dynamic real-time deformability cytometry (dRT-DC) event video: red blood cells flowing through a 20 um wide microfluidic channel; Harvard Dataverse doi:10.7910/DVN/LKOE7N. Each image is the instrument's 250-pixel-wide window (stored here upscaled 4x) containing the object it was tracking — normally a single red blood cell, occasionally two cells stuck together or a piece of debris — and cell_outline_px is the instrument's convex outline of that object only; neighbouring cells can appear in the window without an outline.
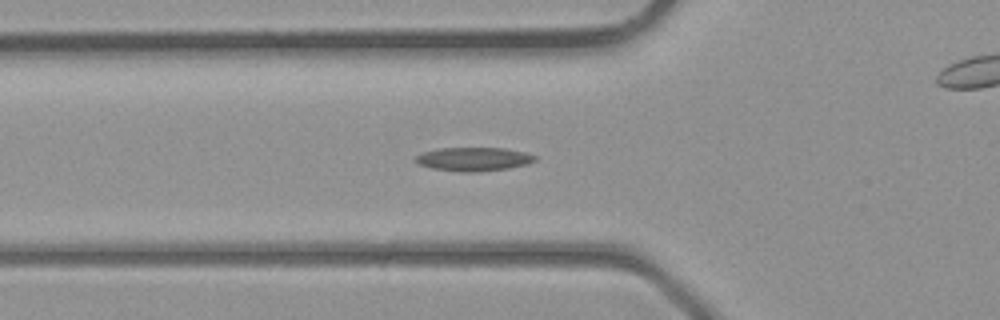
{"species": "common noctule bat (a hibernating species)", "species_latin": "Nyctalus noctula", "temperature_condition": "room temperature", "stored_images_in_passage": 27, "camera_frame_rate_fps": 3000, "um_per_image_px": 0.085, "animal": {"sex": "male", "body_mass_g": 23.1, "forearm_length_mm": 52.7}, "frame": {"image": 1, "passage_image": 4, "time_ms": 1.0, "image_size_px": [1000, 320], "cell_outline_px": [[536, 160], [528, 164], [508, 168], [480, 172], [460, 172], [432, 168], [420, 164], [416, 160], [416, 156], [424, 152], [440, 148], [504, 148], [524, 152], [536, 156]], "centroid_in_image_um": [40.29, 13.53], "position_along_channel_um": 85.5, "area_um2": 16.36}}
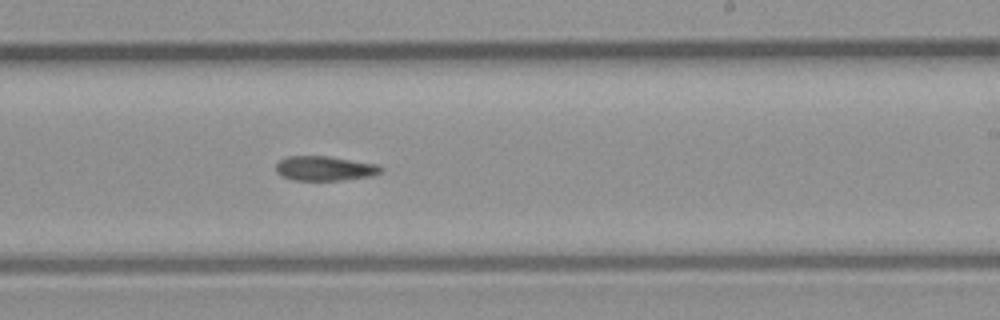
{"frame": {"image": 2, "passage_image": 14, "time_ms": 4.333, "image_size_px": [1000, 320], "cell_outline_px": [[384, 168], [380, 172], [368, 176], [340, 180], [292, 180], [276, 172], [276, 164], [280, 160], [288, 156], [328, 156], [380, 164]], "centroid_in_image_um": [27.61, 14.3], "position_along_channel_um": 261.4, "area_um2": 14.97}}
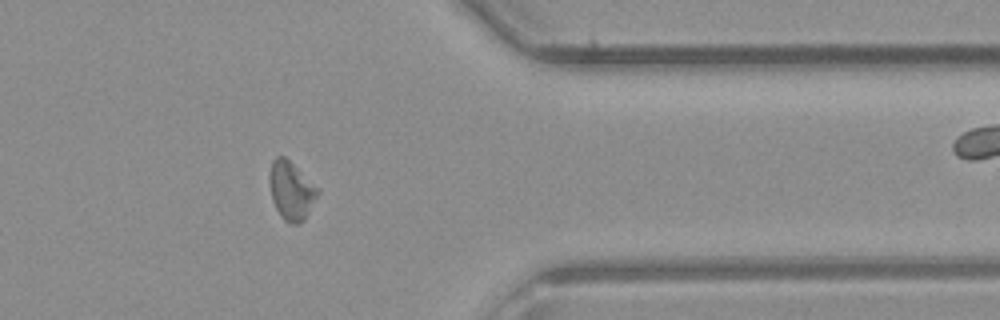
{"frame": {"image": 3, "passage_image": 22, "time_ms": 7.0, "image_size_px": [1000, 320], "cell_outline_px": [[320, 192], [304, 220], [296, 224], [292, 224], [284, 220], [280, 216], [272, 200], [272, 160], [276, 156], [284, 156], [320, 188]], "centroid_in_image_um": [24.82, 16.23], "position_along_channel_um": 386.6, "area_um2": 15.95}}